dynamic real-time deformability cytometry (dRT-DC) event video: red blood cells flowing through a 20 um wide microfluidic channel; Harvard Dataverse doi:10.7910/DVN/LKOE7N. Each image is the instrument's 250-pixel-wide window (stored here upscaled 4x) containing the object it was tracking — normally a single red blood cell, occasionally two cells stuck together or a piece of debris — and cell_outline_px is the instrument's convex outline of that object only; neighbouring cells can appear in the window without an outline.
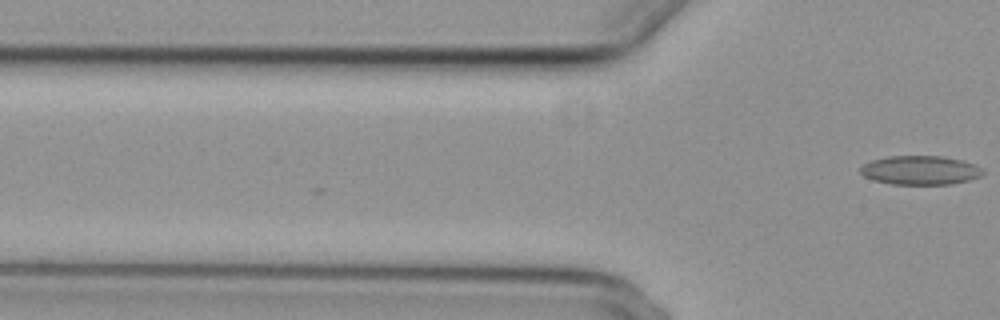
{"species": "common noctule bat (a hibernating species)", "species_latin": "Nyctalus noctula", "temperature_condition": "cold", "stored_images_in_passage": 3, "camera_frame_rate_fps": 3000, "um_per_image_px": 0.085, "animal": {"sex": "female", "body_mass_g": 29.2, "forearm_length_mm": 56.3}, "frame": {"image": 1, "passage_image": 3, "time_ms": 0.667, "image_size_px": [1000, 320], "cell_outline_px": [[984, 172], [980, 176], [968, 180], [952, 184], [892, 184], [872, 180], [864, 176], [860, 172], [860, 168], [864, 164], [872, 160], [888, 156], [940, 156], [960, 160], [972, 164], [980, 168]], "centroid_in_image_um": [78.18, 14.47], "position_along_channel_um": 47.6, "area_um2": 20.46}}